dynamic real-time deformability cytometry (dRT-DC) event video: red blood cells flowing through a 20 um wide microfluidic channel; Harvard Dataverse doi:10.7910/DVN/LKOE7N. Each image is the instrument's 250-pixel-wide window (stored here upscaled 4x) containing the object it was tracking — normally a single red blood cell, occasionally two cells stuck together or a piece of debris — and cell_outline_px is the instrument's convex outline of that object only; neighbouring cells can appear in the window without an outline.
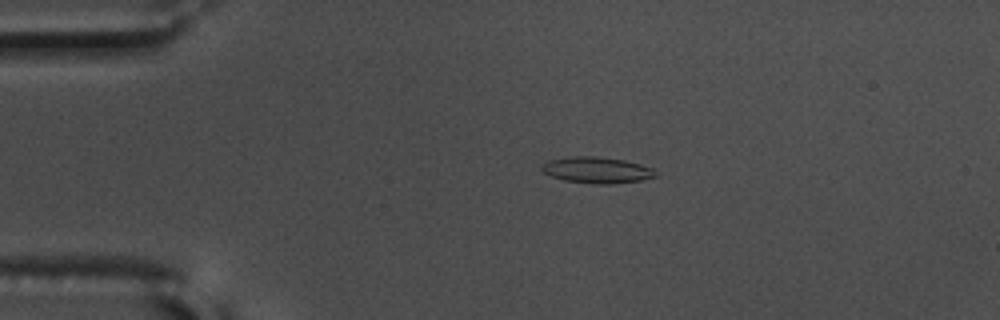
{"species": "common noctule bat (a hibernating species)", "species_latin": "Nyctalus noctula", "temperature_condition": "warm", "stored_images_in_passage": 53, "camera_frame_rate_fps": 3000, "um_per_image_px": 0.085, "animal": {"sex": "male", "body_mass_g": 17.5, "forearm_length_mm": 52.3}, "frame": {"image": 1, "passage_image": 8, "time_ms": 2.333, "image_size_px": [1000, 320], "cell_outline_px": [[660, 176], [644, 180], [612, 184], [592, 184], [564, 180], [552, 176], [544, 172], [540, 168], [540, 164], [548, 160], [568, 156], [596, 156], [624, 160], [640, 164], [652, 168]], "centroid_in_image_um": [50.74, 14.46], "position_along_channel_um": 34.3, "area_um2": 17.69}}
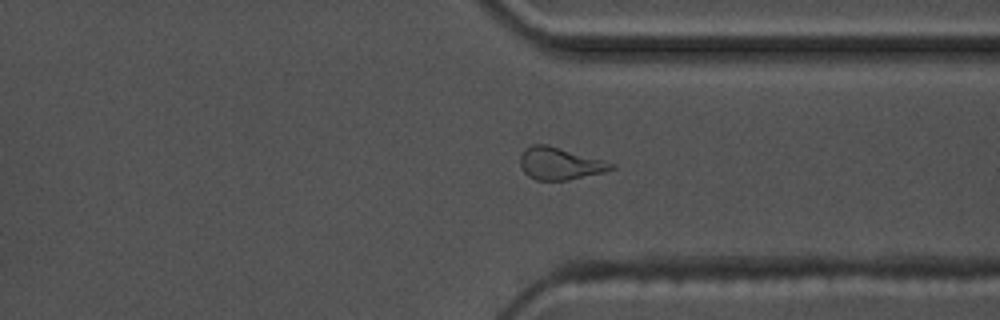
{"frame": {"image": 2, "passage_image": 39, "time_ms": 12.667, "image_size_px": [1000, 320], "cell_outline_px": [[616, 168], [604, 172], [568, 180], [536, 180], [528, 176], [524, 172], [520, 164], [520, 156], [524, 148], [532, 144], [548, 144], [604, 160], [616, 164]], "centroid_in_image_um": [47.59, 13.89], "position_along_channel_um": 363.8, "area_um2": 17.28}}
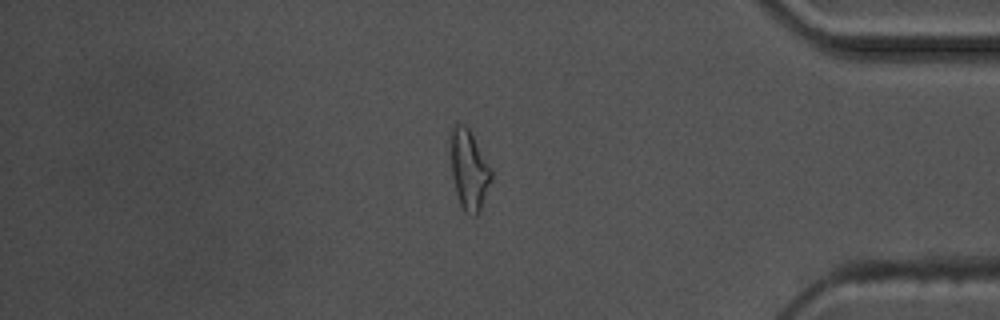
{"frame": {"image": 3, "passage_image": 44, "time_ms": 14.333, "image_size_px": [1000, 320], "cell_outline_px": [[492, 180], [480, 208], [476, 216], [472, 216], [464, 212], [460, 204], [456, 192], [452, 176], [452, 128], [456, 124], [464, 124], [468, 128], [492, 172]], "centroid_in_image_um": [39.87, 14.5], "position_along_channel_um": 395.3, "area_um2": 18.15}, "authors_computed_cell_mechanics": {"area_um2": 16.8198, "velocity_mm_per_s": 3.6217, "shape_relaxation_time_tau1_ms": null, "shape_relaxation_time_tau2_ms": 5.3856, "deformation_change_tau1": null, "deformation_change_tau2": 0.1623}}